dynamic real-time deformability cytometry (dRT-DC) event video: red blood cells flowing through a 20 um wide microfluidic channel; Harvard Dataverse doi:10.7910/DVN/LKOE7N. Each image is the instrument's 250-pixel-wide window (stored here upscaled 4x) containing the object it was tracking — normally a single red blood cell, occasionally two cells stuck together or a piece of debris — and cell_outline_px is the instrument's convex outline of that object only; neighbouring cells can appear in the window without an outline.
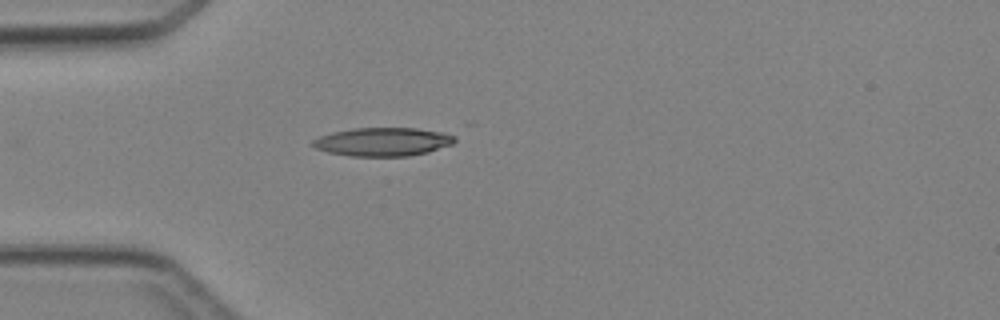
{"species": "Egyptian fruit bat (a non-hibernating species)", "species_latin": "Rousettus aegyptiacus", "temperature_condition": "cold", "stored_images_in_passage": 5, "camera_frame_rate_fps": 3000, "um_per_image_px": 0.085, "animal": {"sex": "female"}, "frame": {"image": 1, "passage_image": 5, "time_ms": 5.0, "image_size_px": [1000, 320], "cell_outline_px": [[456, 140], [452, 144], [428, 152], [408, 156], [352, 156], [328, 152], [316, 148], [308, 144], [312, 140], [320, 136], [332, 132], [352, 128], [416, 128], [444, 132], [452, 136]], "centroid_in_image_um": [32.5, 12.05], "position_along_channel_um": 52.5, "area_um2": 23.58}}